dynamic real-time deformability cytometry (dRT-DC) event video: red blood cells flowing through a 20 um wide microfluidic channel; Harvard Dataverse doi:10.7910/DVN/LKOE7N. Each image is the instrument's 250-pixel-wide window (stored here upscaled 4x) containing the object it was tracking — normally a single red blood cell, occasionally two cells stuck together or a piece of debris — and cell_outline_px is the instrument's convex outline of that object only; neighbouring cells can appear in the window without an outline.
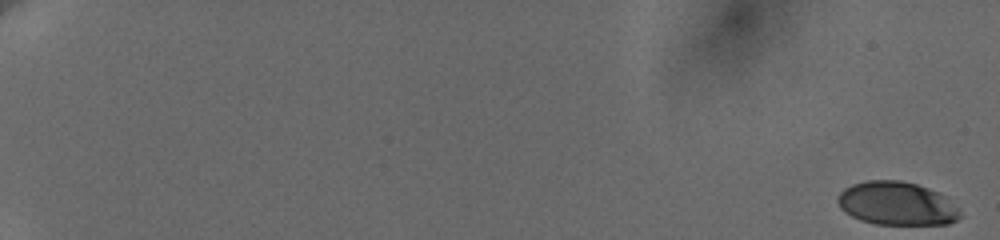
{"species": "human", "species_latin": "Homo sapiens", "temperature_condition": "cold", "stored_images_in_passage": 40, "camera_frame_rate_fps": 3000, "um_per_image_px": 0.085, "donor": {"sex": "female"}, "frame": {"image": 1, "passage_image": 1, "time_ms": 0.0, "image_size_px": [1000, 240], "cell_outline_px": [[964, 216], [948, 224], [876, 224], [860, 220], [844, 212], [840, 208], [836, 200], [836, 196], [844, 188], [852, 184], [868, 180], [900, 180], [916, 184], [940, 192], [960, 208]], "centroid_in_image_um": [76.25, 17.3], "position_along_channel_um": 8.8, "area_um2": 31.39}}
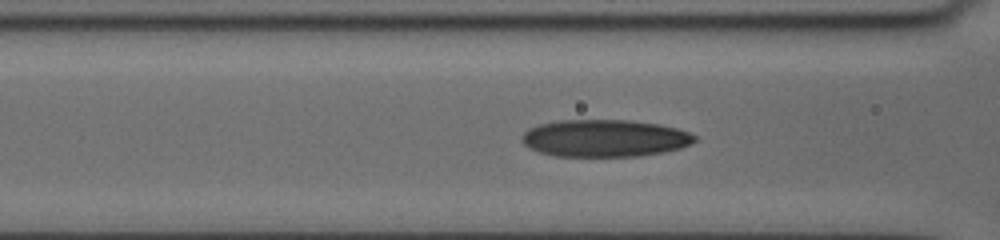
{"frame": {"image": 2, "passage_image": 29, "time_ms": 9.333, "image_size_px": [1000, 240], "cell_outline_px": [[696, 140], [692, 144], [680, 148], [664, 152], [640, 156], [556, 156], [540, 152], [528, 148], [520, 140], [520, 136], [528, 128], [540, 124], [560, 120], [628, 120], [660, 124], [676, 128], [688, 132], [696, 136]], "centroid_in_image_um": [51.38, 11.75], "position_along_channel_um": 115.2, "area_um2": 37.69}}
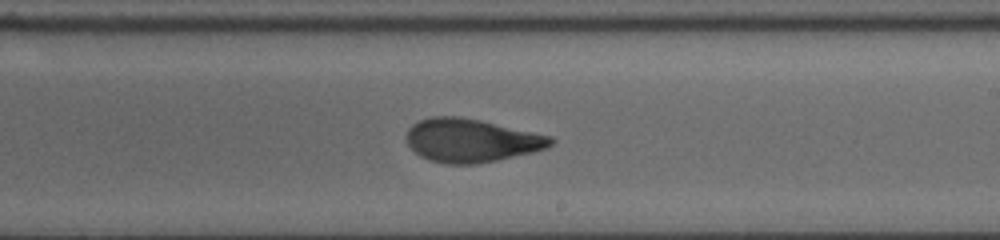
{"frame": {"image": 3, "passage_image": 40, "time_ms": 1679.667, "image_size_px": [1000, 240], "cell_outline_px": [[556, 140], [552, 144], [544, 148], [532, 152], [496, 160], [476, 164], [448, 164], [428, 160], [420, 156], [408, 144], [408, 128], [412, 124], [420, 120], [432, 116], [460, 116], [480, 120], [552, 136]], "centroid_in_image_um": [40.05, 11.93], "position_along_channel_um": 248.9, "area_um2": 36.24}}